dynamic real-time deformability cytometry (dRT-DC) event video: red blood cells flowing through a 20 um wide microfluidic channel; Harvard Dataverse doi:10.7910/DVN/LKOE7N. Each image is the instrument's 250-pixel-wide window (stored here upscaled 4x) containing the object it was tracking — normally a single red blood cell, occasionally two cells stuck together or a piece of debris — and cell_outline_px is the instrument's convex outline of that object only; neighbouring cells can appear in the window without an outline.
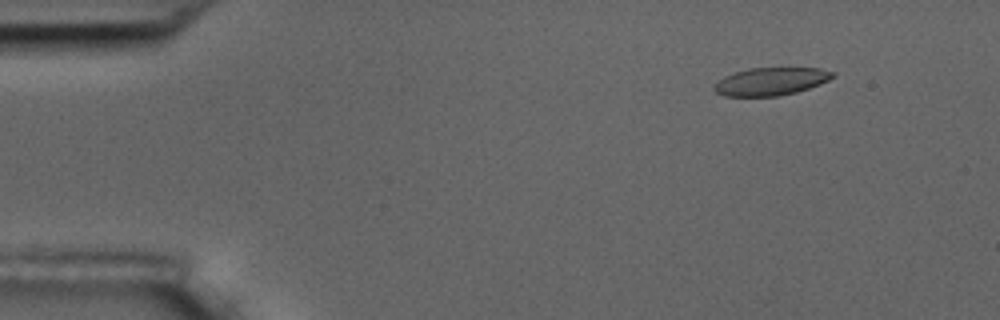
{"species": "common noctule bat (a hibernating species)", "species_latin": "Nyctalus noctula", "temperature_condition": "room temperature", "stored_images_in_passage": 4, "camera_frame_rate_fps": 3000, "um_per_image_px": 0.085, "animal": {"sex": "male", "body_mass_g": 17.5, "forearm_length_mm": 52.3}, "frame": {"image": 1, "passage_image": 2, "time_ms": 1.333, "image_size_px": [1000, 320], "cell_outline_px": [[836, 76], [820, 84], [796, 92], [776, 96], [724, 96], [716, 92], [712, 88], [724, 76], [748, 68], [820, 68], [836, 72]], "centroid_in_image_um": [65.55, 6.91], "position_along_channel_um": 19.4, "area_um2": 19.13}}
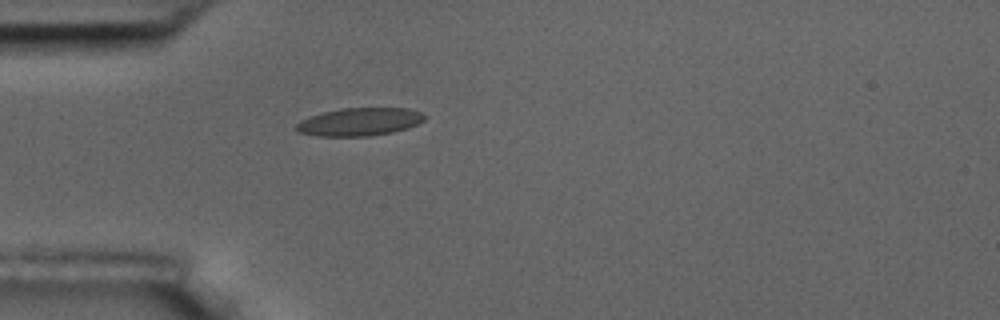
{"frame": {"image": 2, "passage_image": 4, "time_ms": 4.667, "image_size_px": [1000, 320], "cell_outline_px": [[424, 120], [408, 128], [392, 132], [368, 136], [316, 136], [296, 132], [292, 128], [300, 120], [324, 112], [340, 108], [408, 108], [420, 112], [424, 116]], "centroid_in_image_um": [30.5, 10.36], "position_along_channel_um": 54.5, "area_um2": 20.92}}